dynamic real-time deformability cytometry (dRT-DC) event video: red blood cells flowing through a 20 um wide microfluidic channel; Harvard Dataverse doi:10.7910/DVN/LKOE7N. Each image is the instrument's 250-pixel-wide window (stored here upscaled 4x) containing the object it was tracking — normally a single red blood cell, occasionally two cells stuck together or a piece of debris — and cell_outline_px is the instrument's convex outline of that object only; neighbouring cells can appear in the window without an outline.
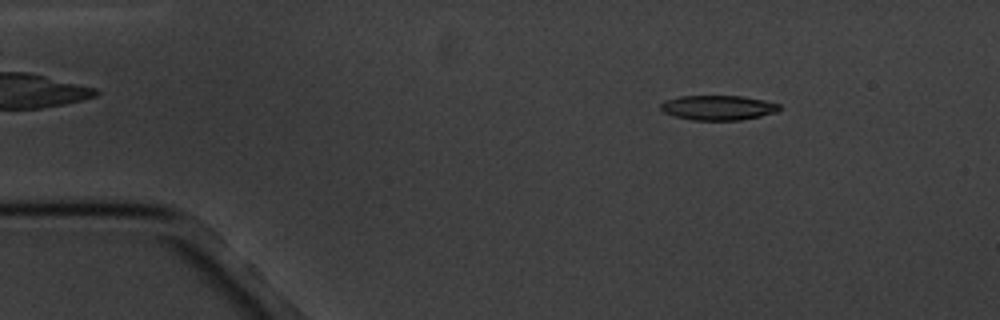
{"species": "common noctule bat (a hibernating species)", "species_latin": "Nyctalus noctula", "temperature_condition": "cold", "stored_images_in_passage": 4, "camera_frame_rate_fps": 3000, "um_per_image_px": 0.085, "animal": {"sex": "male", "body_mass_g": 20.1, "forearm_length_mm": 53.5}, "frame": {"image": 1, "passage_image": 1, "time_ms": 0.0, "image_size_px": [1000, 320], "cell_outline_px": [[780, 108], [776, 112], [760, 116], [740, 120], [692, 120], [676, 116], [664, 112], [660, 108], [660, 104], [664, 100], [680, 96], [744, 96], [764, 100], [780, 104]], "centroid_in_image_um": [61.03, 9.14], "position_along_channel_um": 24.0, "area_um2": 17.11}}
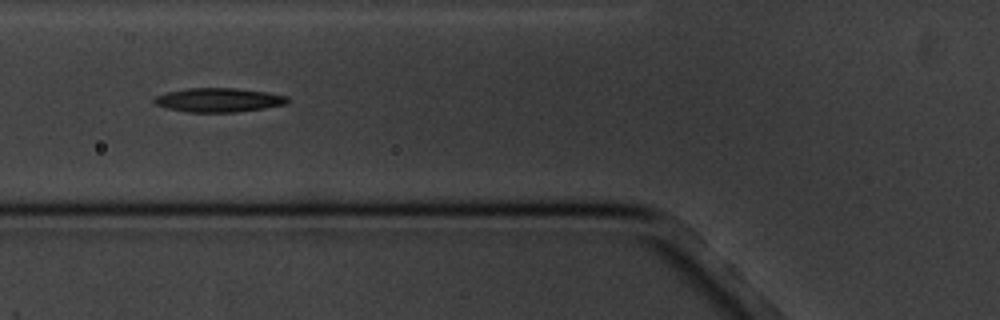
{"frame": {"image": 2, "passage_image": 4, "time_ms": 4.333, "image_size_px": [1000, 320], "cell_outline_px": [[288, 104], [264, 108], [236, 112], [188, 112], [164, 108], [156, 104], [152, 100], [156, 96], [168, 92], [188, 88], [236, 88], [268, 92], [288, 96]], "centroid_in_image_um": [18.6, 8.5], "position_along_channel_um": 107.2, "area_um2": 18.73}}